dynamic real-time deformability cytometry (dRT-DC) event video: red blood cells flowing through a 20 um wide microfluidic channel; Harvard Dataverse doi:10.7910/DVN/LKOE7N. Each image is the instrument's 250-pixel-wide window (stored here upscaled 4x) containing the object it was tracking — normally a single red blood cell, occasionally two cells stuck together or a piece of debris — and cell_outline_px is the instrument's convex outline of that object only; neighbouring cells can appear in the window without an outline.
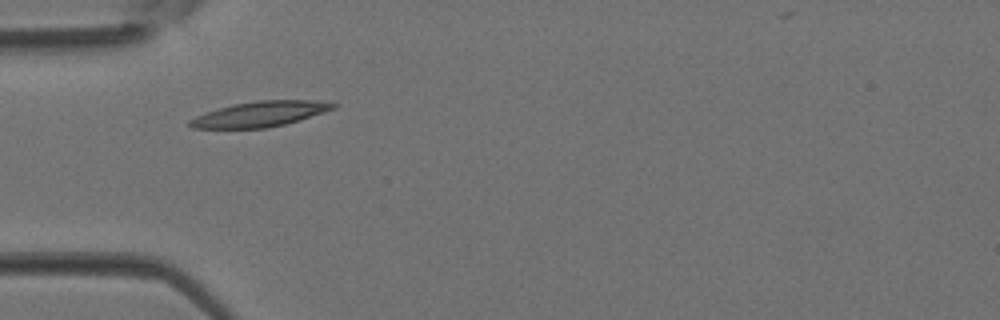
{"species": "Egyptian fruit bat (a non-hibernating species)", "species_latin": "Rousettus aegyptiacus", "temperature_condition": "room temperature", "stored_images_in_passage": 3, "camera_frame_rate_fps": 3000, "um_per_image_px": 0.085, "animal": {"sex": "female"}, "frame": {"image": 1, "passage_image": 2, "time_ms": 0.333, "image_size_px": [1000, 320], "cell_outline_px": [[340, 104], [336, 108], [300, 120], [268, 128], [192, 128], [188, 124], [188, 120], [196, 116], [232, 104], [256, 100], [308, 100]], "centroid_in_image_um": [22.12, 9.69], "position_along_channel_um": 62.9, "area_um2": 21.04}}
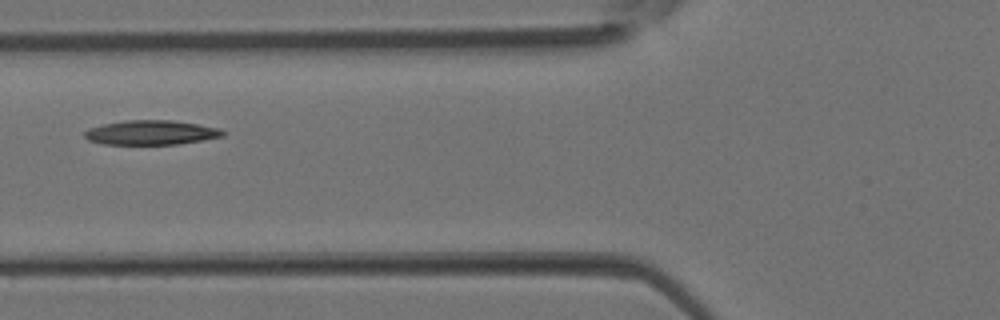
{"frame": {"image": 2, "passage_image": 3, "time_ms": 0.667, "image_size_px": [1000, 320], "cell_outline_px": [[224, 136], [204, 140], [176, 144], [104, 144], [88, 140], [84, 136], [84, 132], [88, 128], [104, 124], [124, 120], [172, 120], [220, 128], [224, 132]], "centroid_in_image_um": [12.83, 11.26], "position_along_channel_um": 113.0, "area_um2": 19.65}}